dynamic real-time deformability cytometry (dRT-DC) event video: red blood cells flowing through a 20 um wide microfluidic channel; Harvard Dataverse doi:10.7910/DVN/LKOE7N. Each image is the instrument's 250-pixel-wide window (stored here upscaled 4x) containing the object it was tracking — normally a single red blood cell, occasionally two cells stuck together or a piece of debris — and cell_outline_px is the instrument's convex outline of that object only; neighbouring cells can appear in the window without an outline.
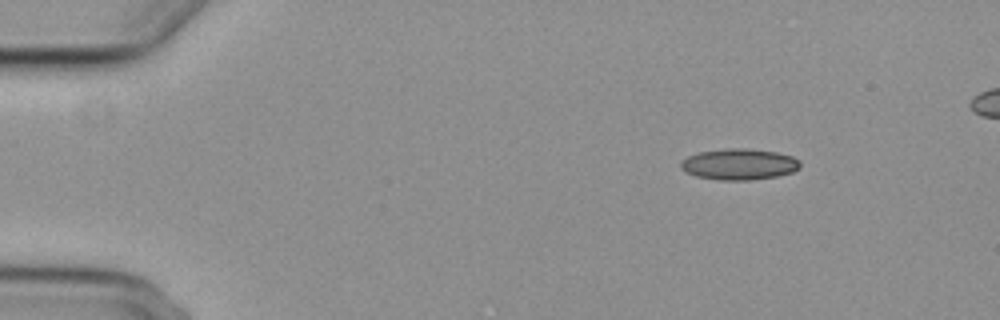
{"species": "common noctule bat (a hibernating species)", "species_latin": "Nyctalus noctula", "temperature_condition": "cold", "stored_images_in_passage": 4, "camera_frame_rate_fps": 3000, "um_per_image_px": 0.085, "animal": {"sex": "female", "body_mass_g": 29.2, "forearm_length_mm": 56.3}, "frame": {"image": 1, "passage_image": 1, "time_ms": 0.0, "image_size_px": [1000, 320], "cell_outline_px": [[800, 168], [792, 172], [776, 176], [748, 180], [720, 180], [696, 176], [684, 172], [680, 168], [680, 160], [688, 156], [700, 152], [724, 148], [748, 148], [776, 152], [792, 156], [800, 160]], "centroid_in_image_um": [62.8, 13.95], "position_along_channel_um": 22.2, "area_um2": 21.79}}